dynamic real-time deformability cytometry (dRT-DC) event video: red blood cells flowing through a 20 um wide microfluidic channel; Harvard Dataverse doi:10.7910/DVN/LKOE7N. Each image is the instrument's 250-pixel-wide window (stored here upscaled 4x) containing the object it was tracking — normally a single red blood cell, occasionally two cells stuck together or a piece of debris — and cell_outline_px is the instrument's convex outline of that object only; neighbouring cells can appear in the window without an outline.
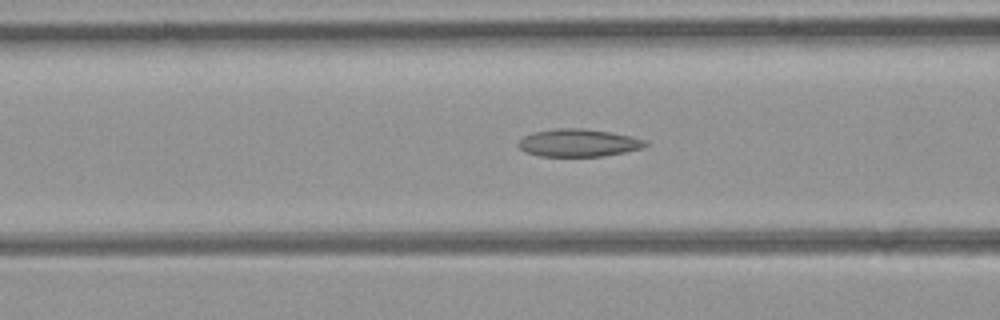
{"species": "common noctule bat (a hibernating species)", "species_latin": "Nyctalus noctula", "temperature_condition": "room temperature", "stored_images_in_passage": 49, "camera_frame_rate_fps": 3000, "um_per_image_px": 0.085, "animal": {"sex": "female", "body_mass_g": 21.9}, "frame": {"image": 1, "passage_image": 20, "time_ms": 6.333, "image_size_px": [1000, 320], "cell_outline_px": [[648, 144], [644, 148], [604, 156], [540, 156], [524, 152], [516, 144], [524, 136], [532, 132], [552, 128], [584, 128], [632, 136], [648, 140]], "centroid_in_image_um": [49.17, 12.13], "position_along_channel_um": 117.4, "area_um2": 20.69}}
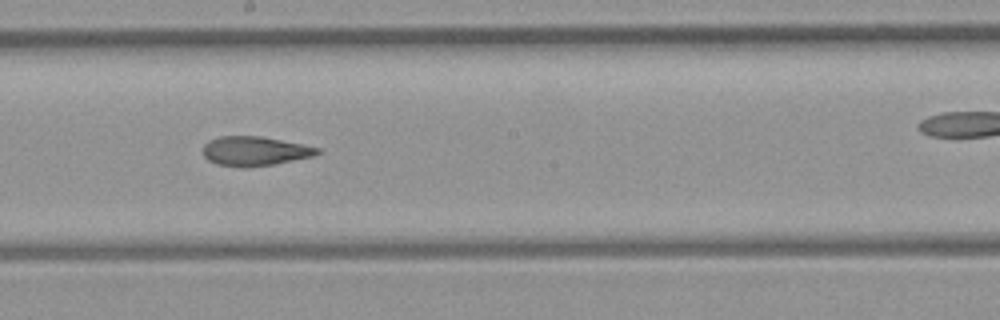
{"frame": {"image": 2, "passage_image": 28, "time_ms": 9.0, "image_size_px": [1000, 320], "cell_outline_px": [[324, 152], [312, 156], [276, 164], [248, 168], [240, 168], [216, 164], [208, 160], [204, 156], [204, 144], [208, 140], [220, 136], [260, 136], [320, 148]], "centroid_in_image_um": [21.64, 12.86], "position_along_channel_um": 226.6, "area_um2": 19.71}}
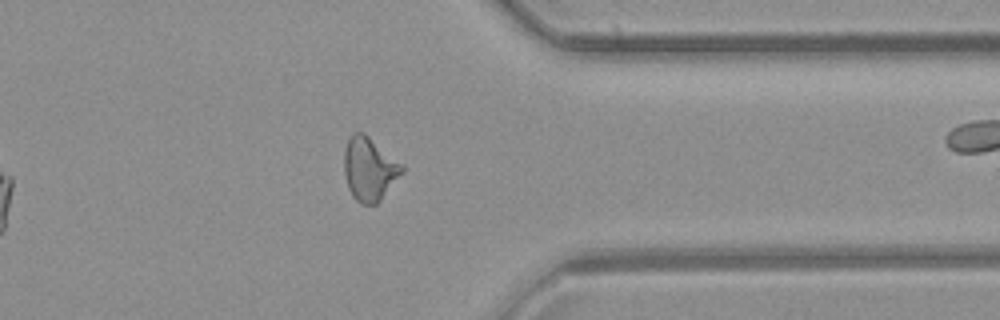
{"frame": {"image": 3, "passage_image": 40, "time_ms": 13.0, "image_size_px": [1000, 320], "cell_outline_px": [[404, 172], [380, 200], [376, 204], [360, 204], [352, 196], [348, 188], [344, 172], [344, 148], [352, 132], [364, 132], [404, 164]], "centroid_in_image_um": [31.41, 14.34], "position_along_channel_um": 380.0, "area_um2": 21.68}, "authors_computed_cell_mechanics": {"area_um2": 20.6924, "velocity_mm_per_s": 4.0789, "shape_relaxation_time_tau1_ms": null, "shape_relaxation_time_tau2_ms": 3.5631, "deformation_change_tau1": null, "deformation_change_tau2": 0.1122}}